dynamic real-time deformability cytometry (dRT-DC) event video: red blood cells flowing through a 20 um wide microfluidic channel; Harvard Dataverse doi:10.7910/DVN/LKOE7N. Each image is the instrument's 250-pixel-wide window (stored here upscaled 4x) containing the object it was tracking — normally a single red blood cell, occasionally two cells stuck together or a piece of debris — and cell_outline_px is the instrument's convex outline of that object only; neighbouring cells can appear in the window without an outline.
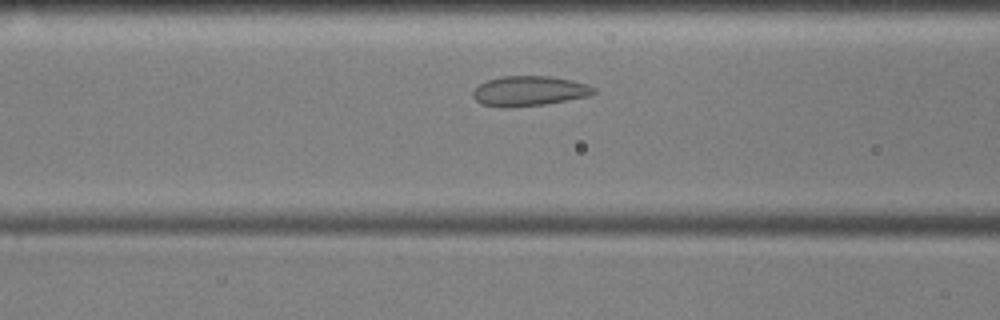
{"species": "common noctule bat (a hibernating species)", "species_latin": "Nyctalus noctula", "temperature_condition": "cold", "stored_images_in_passage": 24, "camera_frame_rate_fps": 3000, "um_per_image_px": 0.085, "animal": {"sex": "male", "body_mass_g": 17.9, "forearm_length_mm": 54.2}, "frame": {"image": 1, "passage_image": 12, "time_ms": 3.667, "image_size_px": [1000, 320], "cell_outline_px": [[596, 92], [588, 96], [544, 104], [480, 104], [472, 96], [472, 92], [480, 84], [488, 80], [500, 76], [548, 76], [572, 80], [588, 84], [596, 88]], "centroid_in_image_um": [45.05, 7.68], "position_along_channel_um": 121.6, "area_um2": 20.17}}
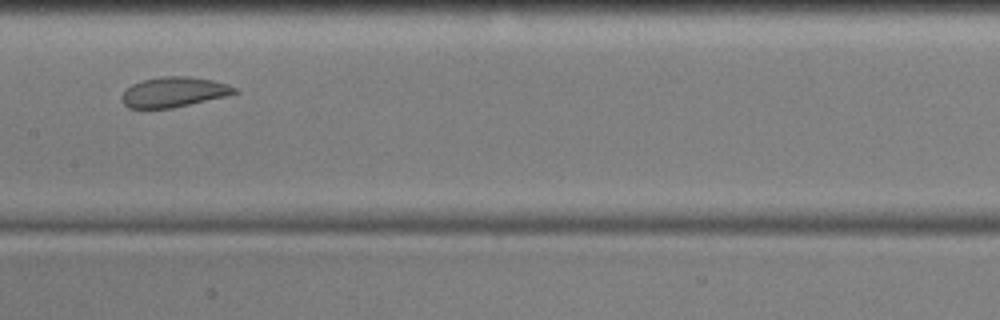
{"frame": {"image": 2, "passage_image": 18, "time_ms": 5.667, "image_size_px": [1000, 320], "cell_outline_px": [[236, 92], [228, 96], [172, 108], [128, 108], [124, 104], [120, 96], [132, 84], [140, 80], [160, 76], [188, 76], [212, 80], [228, 84], [236, 88]], "centroid_in_image_um": [14.76, 7.82], "position_along_channel_um": 192.6, "area_um2": 19.83}}
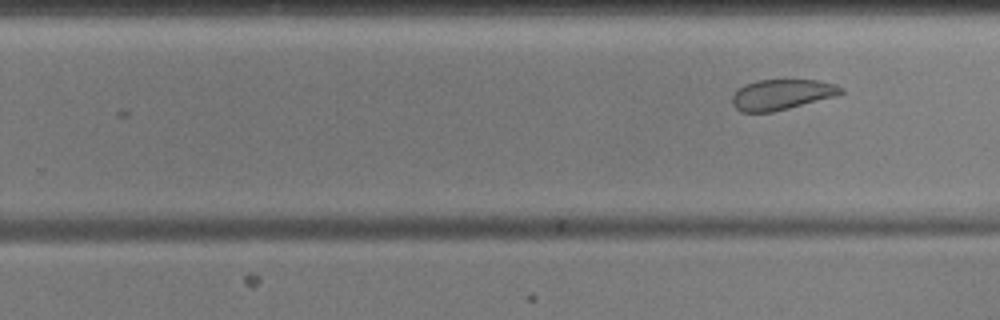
{"frame": {"image": 3, "passage_image": 24, "time_ms": 7.667, "image_size_px": [1000, 320], "cell_outline_px": [[844, 92], [840, 96], [772, 112], [740, 112], [732, 104], [732, 96], [744, 84], [756, 80], [816, 80], [836, 84], [844, 88]], "centroid_in_image_um": [66.5, 8.04], "position_along_channel_um": 263.3, "area_um2": 19.54}}